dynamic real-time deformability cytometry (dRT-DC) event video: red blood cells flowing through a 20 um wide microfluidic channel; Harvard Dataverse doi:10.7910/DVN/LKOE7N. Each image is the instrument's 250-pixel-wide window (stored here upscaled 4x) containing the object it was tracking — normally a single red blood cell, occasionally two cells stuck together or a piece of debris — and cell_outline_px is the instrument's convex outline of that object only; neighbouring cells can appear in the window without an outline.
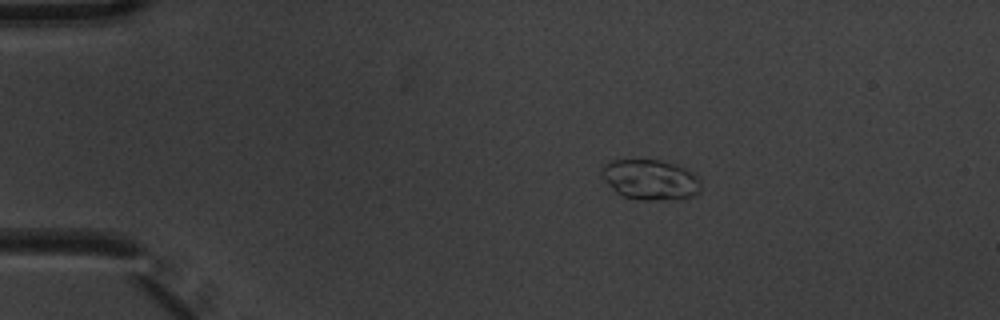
{"species": "common noctule bat (a hibernating species)", "species_latin": "Nyctalus noctula", "temperature_condition": "warm", "stored_images_in_passage": 2, "camera_frame_rate_fps": 3000, "um_per_image_px": 0.085, "animal": {"sex": "male", "body_mass_g": 20.1, "forearm_length_mm": 53.5}, "frame": {"image": 1, "passage_image": 1, "time_ms": 0.0, "image_size_px": [1000, 320], "cell_outline_px": [[700, 192], [696, 196], [648, 200], [644, 200], [624, 196], [616, 192], [604, 180], [600, 172], [600, 168], [604, 164], [612, 160], [660, 160], [684, 168], [692, 172], [700, 180]], "centroid_in_image_um": [55.25, 15.26], "position_along_channel_um": 29.7, "area_um2": 23.0}}